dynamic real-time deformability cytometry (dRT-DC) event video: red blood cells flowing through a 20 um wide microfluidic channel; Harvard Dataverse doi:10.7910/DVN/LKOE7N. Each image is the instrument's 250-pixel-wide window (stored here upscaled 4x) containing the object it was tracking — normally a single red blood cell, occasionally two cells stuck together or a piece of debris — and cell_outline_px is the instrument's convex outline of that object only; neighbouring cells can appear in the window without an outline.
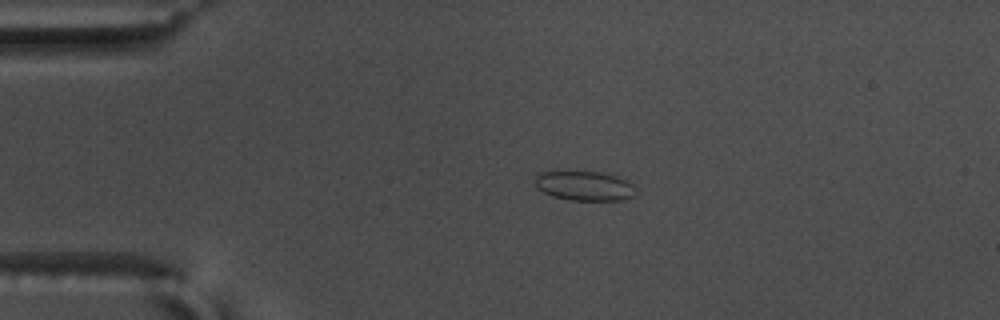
{"species": "common noctule bat (a hibernating species)", "species_latin": "Nyctalus noctula", "temperature_condition": "warm", "stored_images_in_passage": 56, "camera_frame_rate_fps": 3000, "um_per_image_px": 0.085, "animal": {"sex": "male", "body_mass_g": 17.5, "forearm_length_mm": 52.3}, "frame": {"image": 1, "passage_image": 12, "time_ms": 3.667, "image_size_px": [1000, 320], "cell_outline_px": [[636, 196], [624, 200], [568, 200], [552, 196], [536, 188], [536, 176], [540, 172], [600, 172], [628, 180], [632, 184], [636, 192]], "centroid_in_image_um": [49.71, 15.82], "position_along_channel_um": 35.3, "area_um2": 17.28}}
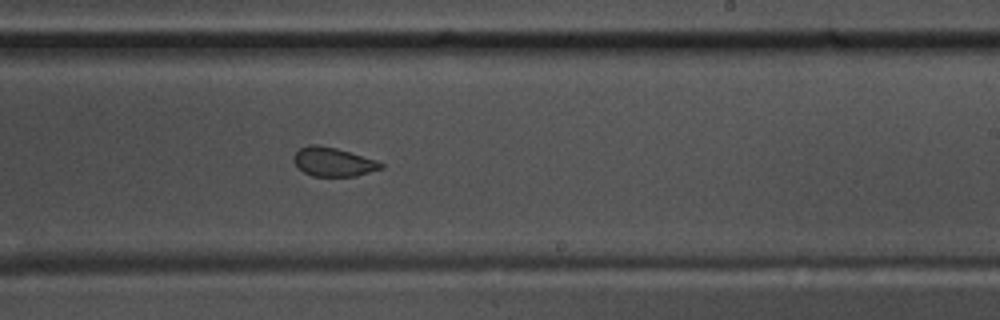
{"frame": {"image": 2, "passage_image": 34, "time_ms": 11.0, "image_size_px": [1000, 320], "cell_outline_px": [[384, 168], [356, 176], [312, 176], [304, 172], [292, 160], [292, 156], [300, 148], [308, 144], [320, 144], [336, 148], [376, 160], [384, 164]], "centroid_in_image_um": [28.31, 13.75], "position_along_channel_um": 260.7, "area_um2": 14.74}}
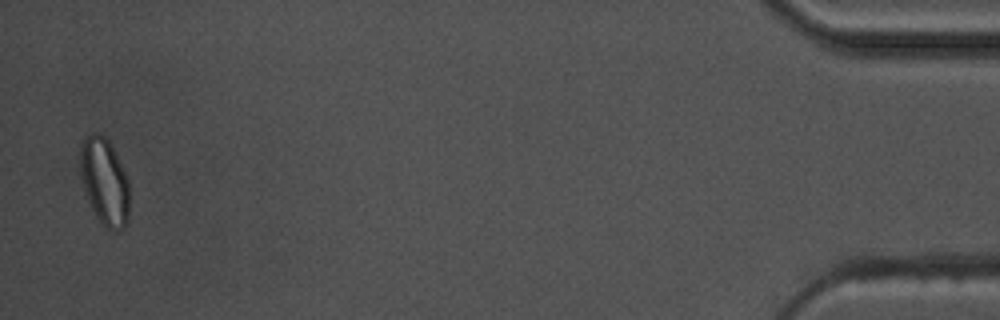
{"frame": {"image": 3, "passage_image": 55, "time_ms": 18.0, "image_size_px": [1000, 320], "cell_outline_px": [[128, 220], [124, 228], [112, 232], [104, 228], [96, 216], [88, 200], [80, 176], [80, 140], [84, 136], [92, 132], [96, 132], [104, 136], [108, 140], [128, 180]], "centroid_in_image_um": [8.85, 15.44], "position_along_channel_um": 426.3, "area_um2": 25.03}, "authors_computed_cell_mechanics": {"area_um2": 16.3863, "velocity_mm_per_s": 3.6294, "shape_relaxation_time_tau1_ms": null, "shape_relaxation_time_tau2_ms": 1.325, "deformation_change_tau1": null, "deformation_change_tau2": 0.0545}}